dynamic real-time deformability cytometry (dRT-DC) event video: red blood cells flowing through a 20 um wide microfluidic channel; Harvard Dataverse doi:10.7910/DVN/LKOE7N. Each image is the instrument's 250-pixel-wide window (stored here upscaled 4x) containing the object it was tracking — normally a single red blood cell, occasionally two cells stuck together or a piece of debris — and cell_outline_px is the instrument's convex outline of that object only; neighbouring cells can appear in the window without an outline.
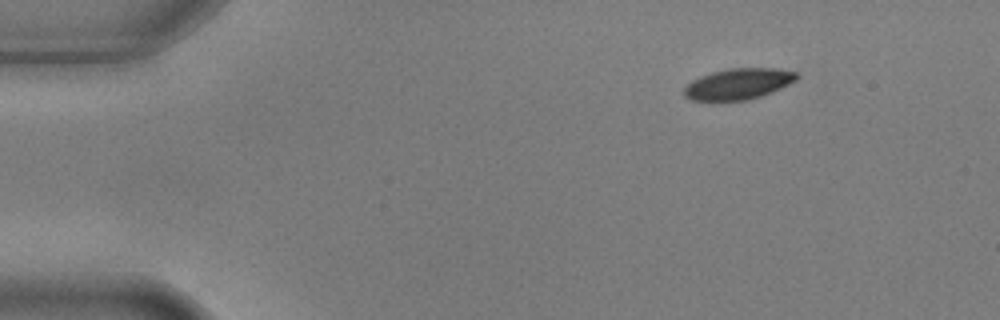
{"species": "common noctule bat (a hibernating species)", "species_latin": "Nyctalus noctula", "temperature_condition": "warm", "stored_images_in_passage": 3, "camera_frame_rate_fps": 3000, "um_per_image_px": 0.085, "animal": {"sex": "male", "body_mass_g": 17.9, "forearm_length_mm": 54.2}, "frame": {"image": 1, "passage_image": 1, "time_ms": 0.0, "image_size_px": [1000, 320], "cell_outline_px": [[800, 76], [796, 80], [772, 92], [748, 100], [692, 100], [684, 96], [684, 88], [692, 80], [700, 76], [712, 72], [728, 68], [776, 68], [796, 72]], "centroid_in_image_um": [62.77, 7.12], "position_along_channel_um": 22.2, "area_um2": 20.23}}